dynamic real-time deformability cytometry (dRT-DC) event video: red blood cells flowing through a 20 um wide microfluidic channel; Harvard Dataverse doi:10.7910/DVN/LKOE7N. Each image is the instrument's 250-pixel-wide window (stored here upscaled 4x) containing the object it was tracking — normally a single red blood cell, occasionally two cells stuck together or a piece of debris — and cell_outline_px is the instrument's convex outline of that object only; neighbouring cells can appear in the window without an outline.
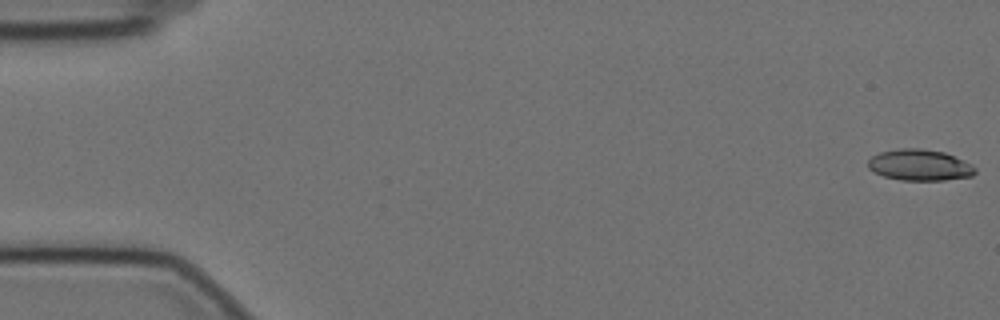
{"species": "Egyptian fruit bat (a non-hibernating species)", "species_latin": "Rousettus aegyptiacus", "temperature_condition": "cold", "stored_images_in_passage": 58, "camera_frame_rate_fps": 3000, "um_per_image_px": 0.085, "animal": {"sex": "female"}, "frame": {"image": 1, "passage_image": 1, "time_ms": 0.0, "image_size_px": [1000, 320], "cell_outline_px": [[976, 172], [972, 176], [944, 180], [900, 180], [884, 176], [868, 168], [868, 160], [872, 156], [880, 152], [900, 148], [920, 148], [944, 152], [976, 168]], "centroid_in_image_um": [78.14, 14.03], "position_along_channel_um": 6.9, "area_um2": 19.19}}
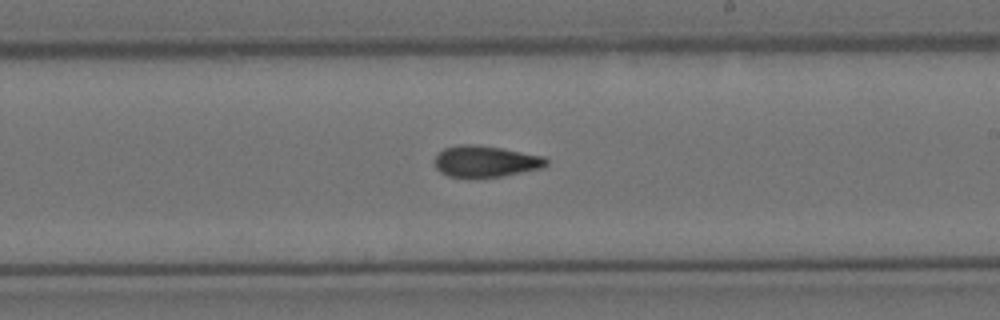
{"frame": {"image": 2, "passage_image": 34, "time_ms": 11.0, "image_size_px": [1000, 320], "cell_outline_px": [[548, 164], [540, 168], [504, 176], [464, 180], [448, 176], [440, 172], [436, 168], [436, 156], [444, 148], [460, 144], [472, 144], [500, 148], [544, 156], [548, 160]], "centroid_in_image_um": [41.24, 13.76], "position_along_channel_um": 247.8, "area_um2": 20.75}}
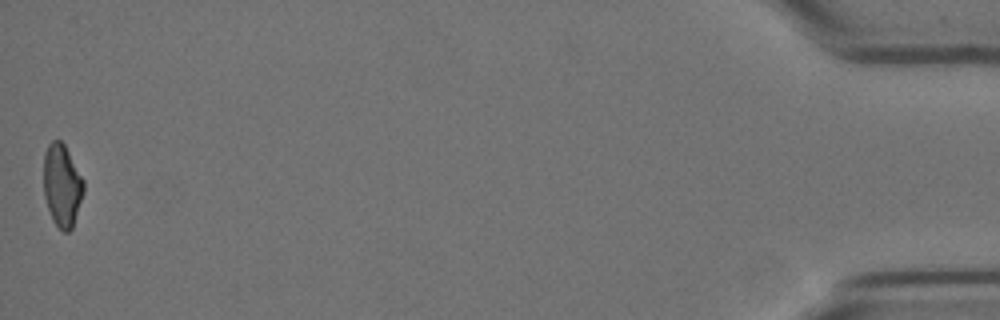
{"frame": {"image": 3, "passage_image": 58, "time_ms": 19.0, "image_size_px": [1000, 320], "cell_outline_px": [[84, 192], [72, 228], [68, 232], [64, 232], [52, 220], [44, 196], [44, 152], [48, 144], [52, 140], [60, 140], [64, 144], [84, 180]], "centroid_in_image_um": [5.27, 15.75], "position_along_channel_um": 429.9, "area_um2": 19.19}, "authors_computed_cell_mechanics": {"area_um2": 20.2589, "velocity_mm_per_s": 3.4892, "shape_relaxation_time_tau1_ms": null, "shape_relaxation_time_tau2_ms": 4.1049, "deformation_change_tau1": null, "deformation_change_tau2": 0.1169}}